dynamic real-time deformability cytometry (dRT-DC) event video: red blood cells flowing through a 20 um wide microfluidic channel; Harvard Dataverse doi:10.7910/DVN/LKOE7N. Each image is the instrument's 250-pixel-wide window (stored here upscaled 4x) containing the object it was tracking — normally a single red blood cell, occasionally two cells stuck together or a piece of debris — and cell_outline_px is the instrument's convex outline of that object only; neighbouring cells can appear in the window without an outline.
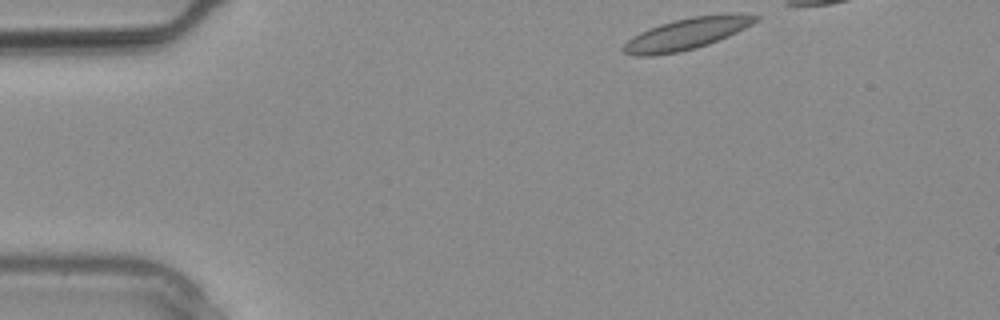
{"species": "common noctule bat (a hibernating species)", "species_latin": "Nyctalus noctula", "temperature_condition": "warm", "stored_images_in_passage": 3, "camera_frame_rate_fps": 3000, "um_per_image_px": 0.085, "animal": {"sex": "male", "body_mass_g": 20.4}, "frame": {"image": 1, "passage_image": 1, "time_ms": 0.0, "image_size_px": [1000, 320], "cell_outline_px": [[760, 16], [752, 24], [728, 36], [708, 44], [696, 48], [680, 52], [652, 56], [632, 56], [624, 52], [620, 48], [628, 40], [640, 32], [660, 24], [692, 16], [740, 12]], "centroid_in_image_um": [58.36, 2.87], "position_along_channel_um": 26.6, "area_um2": 24.28}}